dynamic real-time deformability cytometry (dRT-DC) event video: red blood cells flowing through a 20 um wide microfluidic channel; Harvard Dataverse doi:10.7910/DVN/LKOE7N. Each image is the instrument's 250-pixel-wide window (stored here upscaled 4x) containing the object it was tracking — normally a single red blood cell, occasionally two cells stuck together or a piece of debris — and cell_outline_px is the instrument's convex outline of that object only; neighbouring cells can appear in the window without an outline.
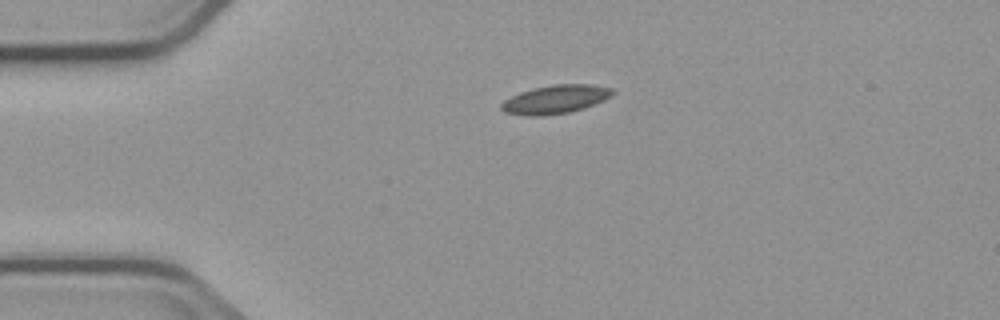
{"species": "common noctule bat (a hibernating species)", "species_latin": "Nyctalus noctula", "temperature_condition": "cold", "stored_images_in_passage": 2, "camera_frame_rate_fps": 3000, "um_per_image_px": 0.085, "animal": {"sex": "male", "body_mass_g": 23.1, "forearm_length_mm": 52.7}, "frame": {"image": 1, "passage_image": 1, "time_ms": 0.0, "image_size_px": [1000, 320], "cell_outline_px": [[616, 92], [612, 96], [604, 100], [584, 108], [568, 112], [544, 116], [528, 116], [504, 112], [500, 108], [500, 104], [504, 100], [520, 92], [552, 84], [592, 84], [612, 88]], "centroid_in_image_um": [47.23, 8.44], "position_along_channel_um": 37.8, "area_um2": 18.55}}
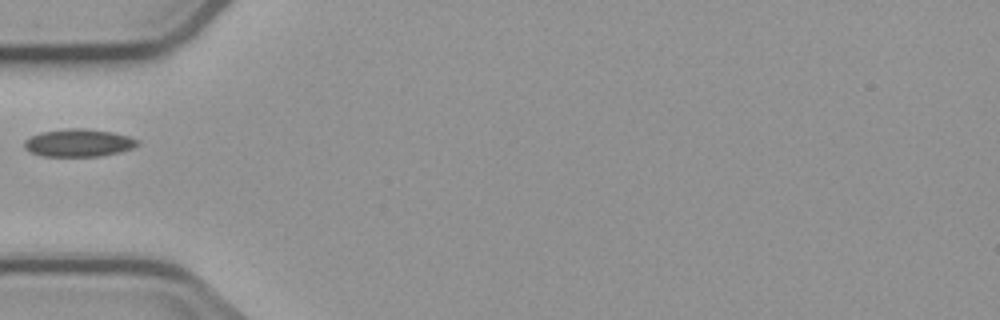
{"frame": {"image": 2, "passage_image": 2, "time_ms": 2.0, "image_size_px": [1000, 320], "cell_outline_px": [[140, 144], [132, 148], [120, 152], [100, 156], [44, 156], [32, 152], [24, 148], [24, 140], [40, 132], [68, 128], [84, 128], [112, 132], [128, 136], [140, 140]], "centroid_in_image_um": [6.71, 12.14], "position_along_channel_um": 78.3, "area_um2": 18.26}}